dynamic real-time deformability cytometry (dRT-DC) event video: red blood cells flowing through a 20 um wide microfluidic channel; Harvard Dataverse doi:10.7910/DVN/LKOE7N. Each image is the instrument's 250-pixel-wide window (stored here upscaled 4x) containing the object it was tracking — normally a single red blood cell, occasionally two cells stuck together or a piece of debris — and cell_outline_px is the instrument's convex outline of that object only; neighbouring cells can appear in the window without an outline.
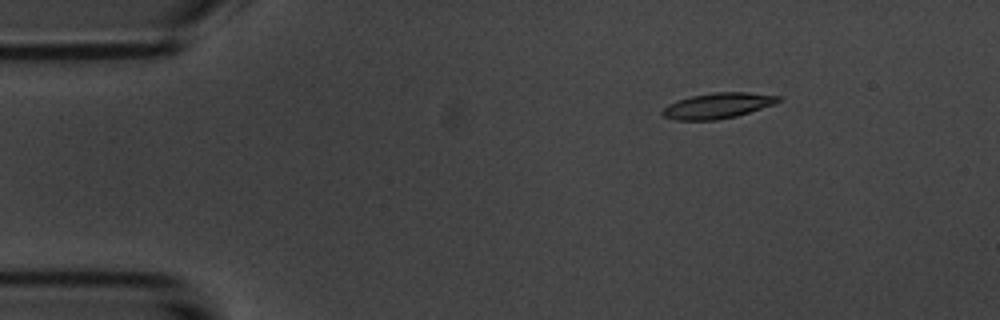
{"species": "common noctule bat (a hibernating species)", "species_latin": "Nyctalus noctula", "temperature_condition": "room temperature", "stored_images_in_passage": 4, "segment_of_instrument_passage": [1, 2], "camera_frame_rate_fps": 3000, "um_per_image_px": 0.085, "animal": {"sex": "male", "body_mass_g": 20.1, "forearm_length_mm": 53.5}, "frame": {"image": 1, "passage_image": 1, "time_ms": 0.0, "image_size_px": [1000, 320], "cell_outline_px": [[780, 100], [776, 104], [736, 116], [716, 120], [676, 120], [664, 116], [660, 112], [668, 104], [692, 96], [716, 92], [748, 92], [780, 96]], "centroid_in_image_um": [61.03, 8.98], "position_along_channel_um": 24.0, "area_um2": 17.11}}